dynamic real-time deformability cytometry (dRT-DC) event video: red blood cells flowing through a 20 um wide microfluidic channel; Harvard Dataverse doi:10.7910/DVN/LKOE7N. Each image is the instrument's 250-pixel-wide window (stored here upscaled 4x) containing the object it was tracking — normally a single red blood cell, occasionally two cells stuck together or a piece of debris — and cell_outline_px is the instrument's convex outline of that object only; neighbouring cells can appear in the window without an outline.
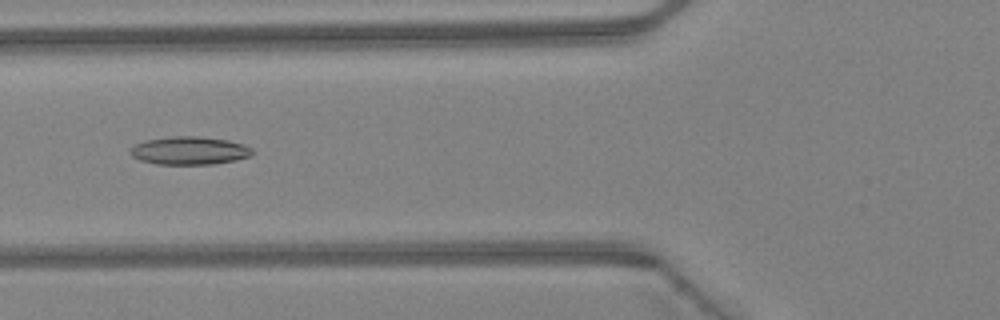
{"species": "Egyptian fruit bat (a non-hibernating species)", "species_latin": "Rousettus aegyptiacus", "temperature_condition": "warm", "stored_images_in_passage": 46, "camera_frame_rate_fps": 3000, "um_per_image_px": 0.085, "animal": {"sex": "female"}, "frame": {"image": 1, "passage_image": 18, "time_ms": 5.667, "image_size_px": [1000, 320], "cell_outline_px": [[252, 156], [236, 160], [212, 164], [156, 164], [140, 160], [132, 156], [132, 148], [136, 144], [144, 140], [172, 136], [200, 136], [228, 140], [244, 144], [252, 148]], "centroid_in_image_um": [16.14, 12.8], "position_along_channel_um": 109.7, "area_um2": 19.94}}
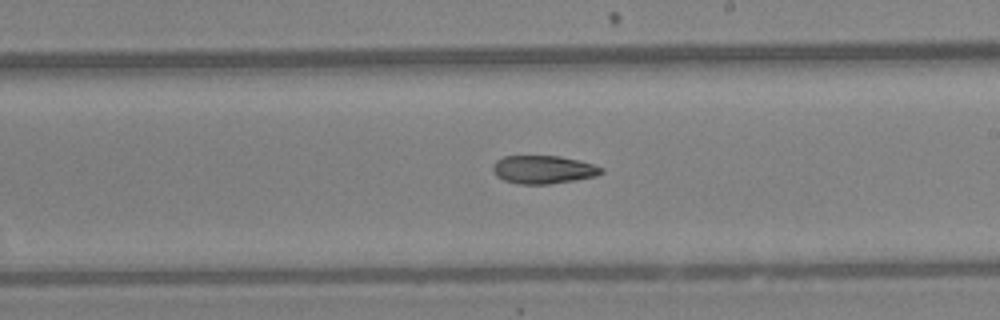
{"frame": {"image": 2, "passage_image": 27, "time_ms": 8.667, "image_size_px": [1000, 320], "cell_outline_px": [[604, 172], [596, 176], [548, 184], [520, 184], [504, 180], [496, 176], [492, 168], [492, 164], [496, 160], [504, 156], [560, 156], [592, 164], [604, 168]], "centroid_in_image_um": [46.15, 14.41], "position_along_channel_um": 242.9, "area_um2": 17.69}}
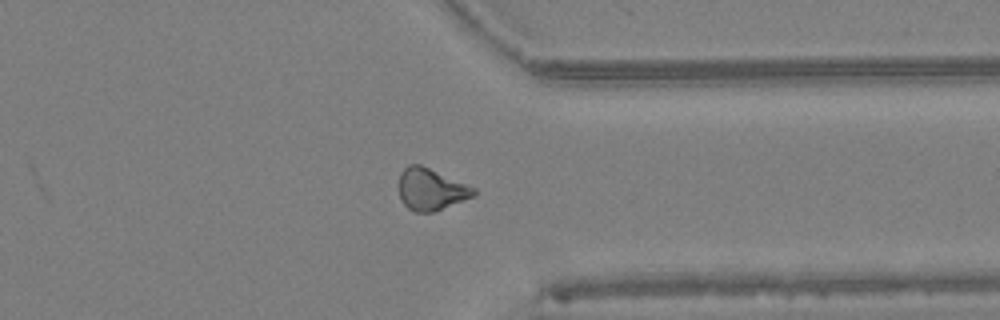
{"frame": {"image": 3, "passage_image": 36, "time_ms": 11.667, "image_size_px": [1000, 320], "cell_outline_px": [[476, 192], [472, 196], [432, 212], [416, 212], [408, 208], [404, 204], [400, 196], [400, 172], [408, 164], [420, 164], [476, 188]], "centroid_in_image_um": [36.6, 16.07], "position_along_channel_um": 374.8, "area_um2": 17.8}, "authors_computed_cell_mechanics": {"area_um2": 19.0162, "velocity_mm_per_s": 4.4595, "shape_relaxation_time_tau1_ms": null, "shape_relaxation_time_tau2_ms": 8.7422, "deformation_change_tau1": null, "deformation_change_tau2": 0.1932}}